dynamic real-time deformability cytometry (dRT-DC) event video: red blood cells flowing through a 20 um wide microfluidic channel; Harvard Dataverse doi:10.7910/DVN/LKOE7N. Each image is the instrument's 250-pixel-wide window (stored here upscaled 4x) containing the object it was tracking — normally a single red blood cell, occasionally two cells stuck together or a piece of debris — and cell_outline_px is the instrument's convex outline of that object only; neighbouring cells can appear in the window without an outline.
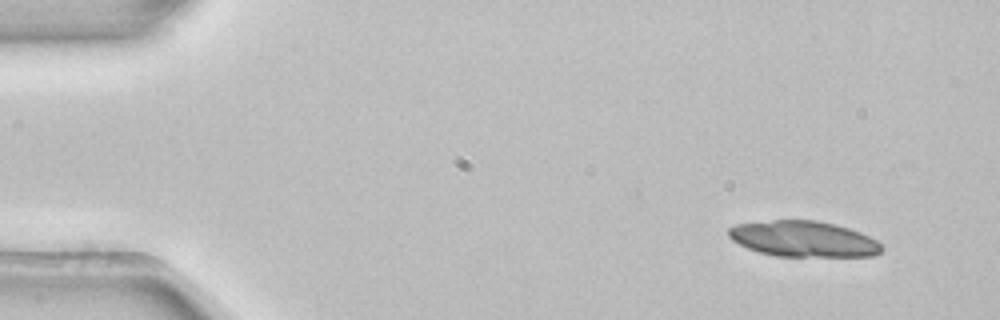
{"species": "common noctule bat (a hibernating species)", "species_latin": "Nyctalus noctula", "temperature_condition": "room temperature", "stored_images_in_passage": 3, "camera_frame_rate_fps": 3000, "um_per_image_px": 0.085, "animal": {"sex": "female", "body_mass_g": 22.7, "forearm_length_mm": 54.2}, "frame": {"image": 1, "passage_image": 1, "time_ms": 0.0, "image_size_px": [1000, 320], "cell_outline_px": [[884, 248], [876, 256], [776, 256], [760, 252], [748, 248], [732, 240], [728, 236], [728, 228], [736, 224], [772, 220], [816, 220], [836, 224], [860, 232], [876, 240]], "centroid_in_image_um": [68.3, 20.3], "position_along_channel_um": 16.7, "area_um2": 31.91}}